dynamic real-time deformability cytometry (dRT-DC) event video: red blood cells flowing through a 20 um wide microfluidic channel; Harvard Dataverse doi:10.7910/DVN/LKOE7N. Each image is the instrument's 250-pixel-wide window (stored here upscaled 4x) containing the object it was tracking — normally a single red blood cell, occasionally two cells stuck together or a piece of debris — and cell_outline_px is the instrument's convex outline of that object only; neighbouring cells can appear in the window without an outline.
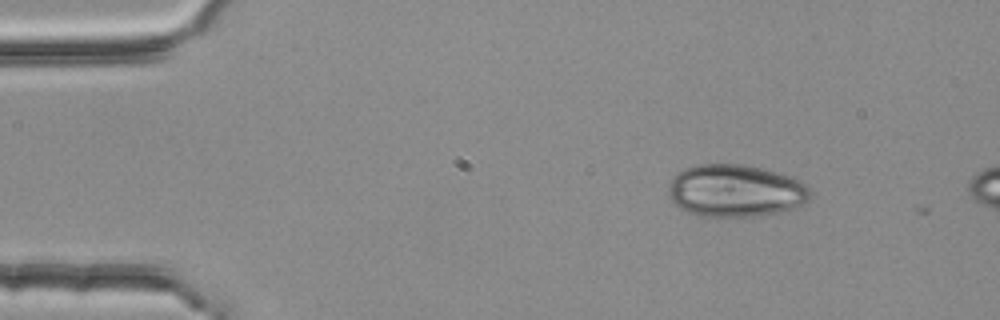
{"species": "common noctule bat (a hibernating species)", "species_latin": "Nyctalus noctula", "temperature_condition": "room temperature", "stored_images_in_passage": 3, "camera_frame_rate_fps": 3000, "um_per_image_px": 0.085, "animal": {"sex": "female", "body_mass_g": 25.1}, "frame": {"image": 1, "passage_image": 2, "time_ms": 0.333, "image_size_px": [1000, 320], "cell_outline_px": [[812, 196], [804, 204], [792, 208], [776, 212], [756, 216], [700, 216], [684, 212], [668, 196], [668, 184], [672, 176], [684, 168], [696, 164], [744, 164], [760, 168], [788, 176], [800, 180], [812, 188]], "centroid_in_image_um": [62.49, 16.21], "position_along_channel_um": 22.5, "area_um2": 43.58}}